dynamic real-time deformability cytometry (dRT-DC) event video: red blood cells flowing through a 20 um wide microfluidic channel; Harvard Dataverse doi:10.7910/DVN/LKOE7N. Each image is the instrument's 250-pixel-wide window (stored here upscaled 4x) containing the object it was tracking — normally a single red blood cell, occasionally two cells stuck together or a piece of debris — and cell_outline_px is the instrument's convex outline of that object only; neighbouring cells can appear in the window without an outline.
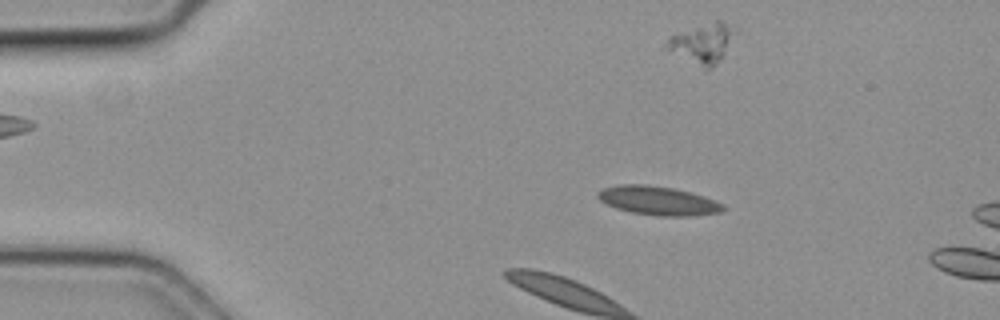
{"species": "common noctule bat (a hibernating species)", "species_latin": "Nyctalus noctula", "temperature_condition": "cold", "stored_images_in_passage": 11, "camera_frame_rate_fps": 3000, "um_per_image_px": 0.085, "animal": {"sex": "female", "body_mass_g": 19.3, "forearm_length_mm": 54.1}, "frame": {"image": 1, "passage_image": 8, "time_ms": 2.333, "image_size_px": [1000, 320], "cell_outline_px": [[724, 208], [720, 212], [688, 216], [656, 216], [632, 212], [616, 208], [600, 200], [596, 196], [596, 192], [604, 188], [616, 184], [644, 184], [672, 188], [704, 196], [716, 200], [724, 204]], "centroid_in_image_um": [55.91, 17.05], "position_along_channel_um": 29.1, "area_um2": 20.98}}